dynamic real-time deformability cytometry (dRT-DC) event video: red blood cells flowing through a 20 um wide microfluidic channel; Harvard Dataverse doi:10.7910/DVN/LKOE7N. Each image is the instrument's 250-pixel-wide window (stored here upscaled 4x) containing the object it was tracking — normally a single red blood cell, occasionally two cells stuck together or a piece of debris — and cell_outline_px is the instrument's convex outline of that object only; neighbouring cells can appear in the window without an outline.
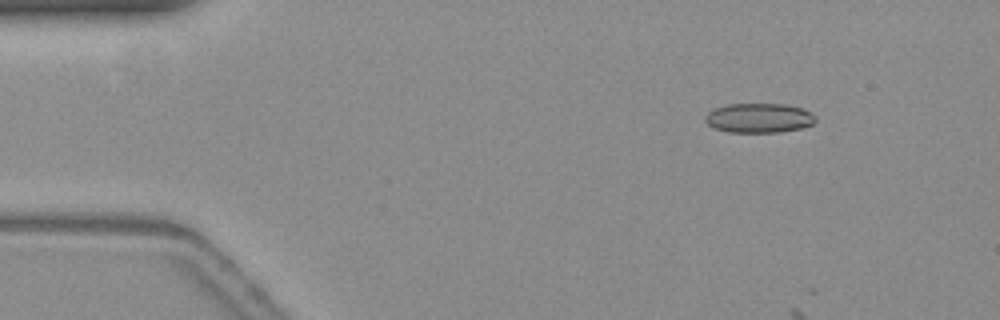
{"species": "common noctule bat (a hibernating species)", "species_latin": "Nyctalus noctula", "temperature_condition": "warm", "stored_images_in_passage": 3, "camera_frame_rate_fps": 3000, "um_per_image_px": 0.085, "animal": {"sex": "female", "body_mass_g": 19.3, "forearm_length_mm": 54.1}, "frame": {"image": 1, "passage_image": 1, "time_ms": 0.0, "image_size_px": [1000, 320], "cell_outline_px": [[816, 120], [812, 124], [800, 128], [776, 132], [728, 132], [716, 128], [708, 124], [704, 120], [708, 112], [724, 104], [788, 104], [804, 108]], "centroid_in_image_um": [64.49, 10.02], "position_along_channel_um": 20.5, "area_um2": 18.79}}